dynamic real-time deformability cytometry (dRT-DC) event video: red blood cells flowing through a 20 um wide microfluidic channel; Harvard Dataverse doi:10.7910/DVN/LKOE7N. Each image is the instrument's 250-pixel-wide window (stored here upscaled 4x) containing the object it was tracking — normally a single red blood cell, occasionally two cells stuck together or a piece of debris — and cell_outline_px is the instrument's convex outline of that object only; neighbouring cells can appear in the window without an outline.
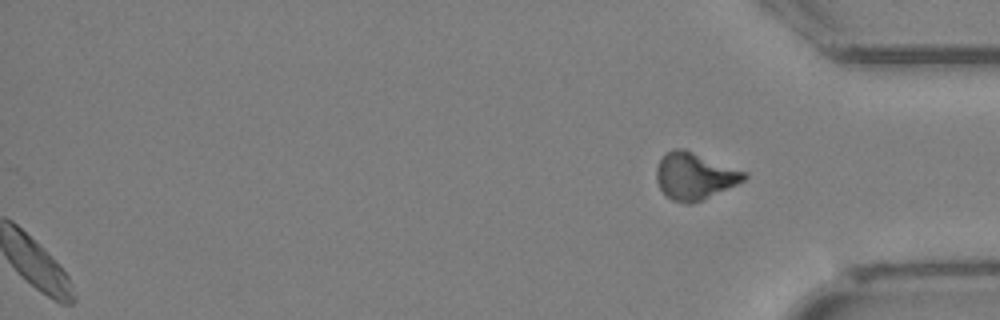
{"species": "Egyptian fruit bat (a non-hibernating species)", "species_latin": "Rousettus aegyptiacus", "temperature_condition": "cold", "stored_images_in_passage": 28, "segment_of_instrument_passage": [2, 2], "camera_frame_rate_fps": 3000, "um_per_image_px": 0.085, "animal": {"sex": "female"}, "frame": {"image": 1, "passage_image": 28, "time_ms": 9.0, "image_size_px": [1000, 320], "cell_outline_px": [[748, 176], [744, 180], [736, 184], [700, 200], [688, 204], [672, 200], [660, 188], [656, 180], [656, 168], [664, 152], [672, 148], [684, 148], [748, 172]], "centroid_in_image_um": [59.02, 14.92], "position_along_channel_um": 376.2, "area_um2": 23.87}}